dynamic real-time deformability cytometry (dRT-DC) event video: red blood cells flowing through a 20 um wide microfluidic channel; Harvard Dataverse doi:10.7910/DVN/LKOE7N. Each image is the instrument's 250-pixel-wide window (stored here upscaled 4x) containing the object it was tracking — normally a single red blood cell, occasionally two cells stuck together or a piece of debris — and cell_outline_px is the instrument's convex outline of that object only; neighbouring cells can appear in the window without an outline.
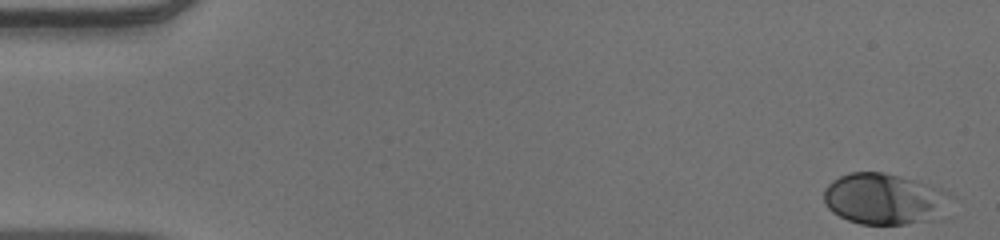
{"species": "human", "species_latin": "Homo sapiens", "temperature_condition": "warm", "stored_images_in_passage": 52, "camera_frame_rate_fps": 3000, "um_per_image_px": 0.085, "donor": {"sex": "male"}, "frame": {"image": 1, "passage_image": 1, "time_ms": 0.0, "image_size_px": [1000, 240], "cell_outline_px": [[956, 196], [944, 220], [904, 224], [860, 224], [848, 220], [832, 212], [828, 208], [824, 200], [824, 188], [832, 180], [848, 172], [884, 172], [900, 176], [928, 184], [940, 188]], "centroid_in_image_um": [75.3, 16.93], "position_along_channel_um": 9.7, "area_um2": 39.02}}
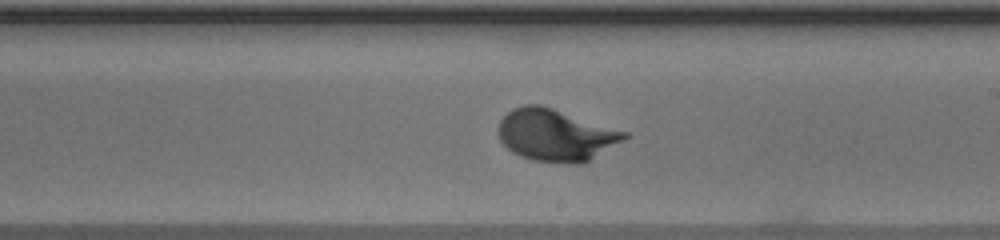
{"frame": {"image": 2, "passage_image": 30, "time_ms": 9.667, "image_size_px": [1000, 240], "cell_outline_px": [[632, 136], [584, 164], [568, 164], [532, 160], [520, 156], [512, 152], [500, 140], [496, 128], [500, 120], [512, 108], [524, 104], [540, 104], [628, 132]], "centroid_in_image_um": [47.25, 11.49], "position_along_channel_um": 241.7, "area_um2": 38.67}}
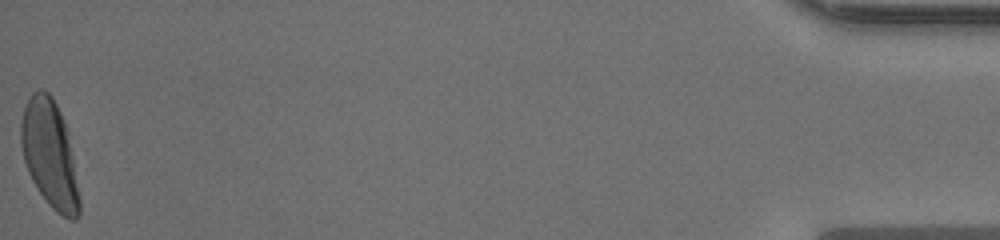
{"frame": {"image": 3, "passage_image": 52, "time_ms": 17.0, "image_size_px": [1000, 240], "cell_outline_px": [[80, 216], [76, 220], [68, 220], [56, 212], [48, 204], [32, 180], [28, 172], [24, 160], [20, 144], [20, 124], [24, 108], [32, 92], [40, 88], [44, 88], [52, 96], [64, 120], [68, 132], [80, 200]], "centroid_in_image_um": [4.22, 13.1], "position_along_channel_um": 431.0, "area_um2": 36.65}, "authors_computed_cell_mechanics": {"area_um2": 36.0961, "velocity_mm_per_s": 3.8947, "shape_relaxation_time_tau1_ms": 2.7564, "shape_relaxation_time_tau2_ms": null, "deformation_change_tau1": 0.1713, "deformation_change_tau2": null}}